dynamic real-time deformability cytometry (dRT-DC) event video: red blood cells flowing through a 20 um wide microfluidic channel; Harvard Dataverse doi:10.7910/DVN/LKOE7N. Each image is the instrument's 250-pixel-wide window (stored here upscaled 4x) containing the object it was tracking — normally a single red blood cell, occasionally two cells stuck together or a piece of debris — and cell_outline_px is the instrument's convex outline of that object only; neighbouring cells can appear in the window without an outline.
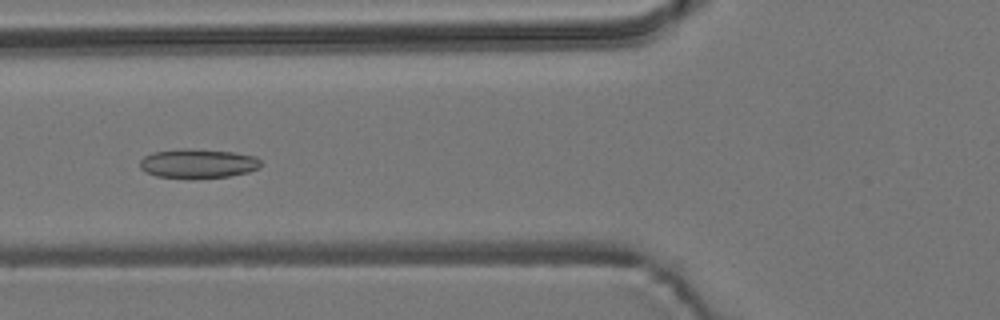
{"species": "common noctule bat (a hibernating species)", "species_latin": "Nyctalus noctula", "temperature_condition": "room temperature", "stored_images_in_passage": 52, "camera_frame_rate_fps": 3000, "um_per_image_px": 0.085, "animal": {"sex": "male", "body_mass_g": 19.2, "forearm_length_mm": 51.8}, "frame": {"image": 1, "passage_image": 22, "time_ms": 7.0, "image_size_px": [1000, 320], "cell_outline_px": [[260, 168], [248, 172], [228, 176], [192, 180], [188, 180], [156, 176], [140, 168], [140, 160], [144, 156], [152, 152], [180, 148], [188, 148], [236, 152], [256, 156], [260, 160]], "centroid_in_image_um": [16.82, 13.91], "position_along_channel_um": 109.0, "area_um2": 21.21}}
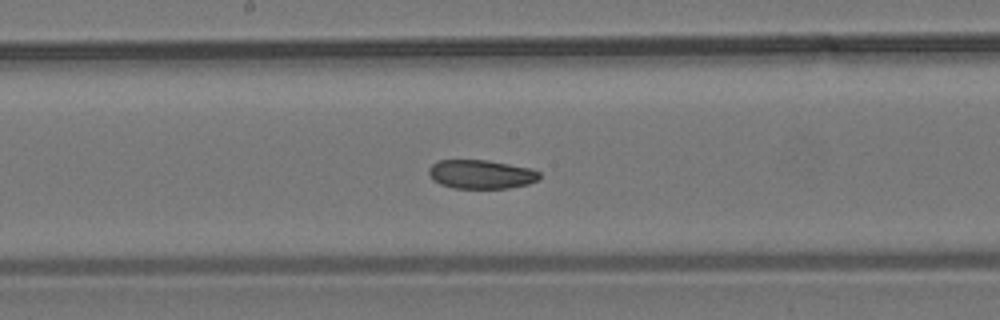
{"frame": {"image": 2, "passage_image": 30, "time_ms": 9.667, "image_size_px": [1000, 320], "cell_outline_px": [[540, 176], [536, 180], [528, 184], [508, 188], [452, 188], [440, 184], [432, 180], [428, 172], [428, 168], [432, 164], [440, 160], [488, 160], [528, 168], [540, 172]], "centroid_in_image_um": [40.84, 14.82], "position_along_channel_um": 207.4, "area_um2": 18.55}}
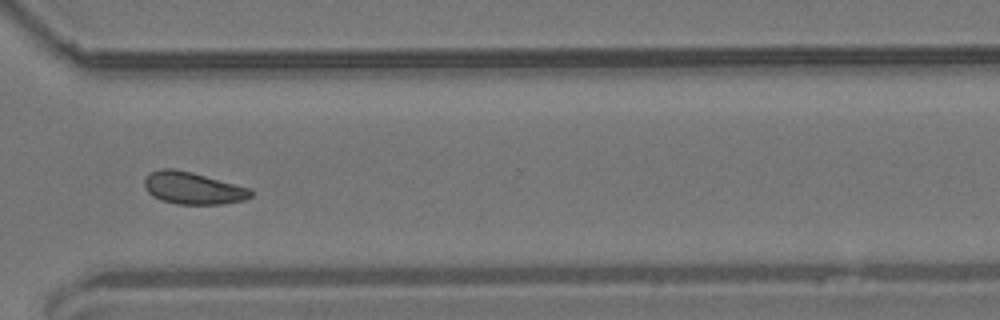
{"frame": {"image": 3, "passage_image": 42, "time_ms": 13.667, "image_size_px": [1000, 320], "cell_outline_px": [[252, 196], [244, 200], [224, 204], [176, 204], [160, 200], [152, 196], [144, 188], [144, 180], [148, 172], [160, 168], [172, 168], [192, 172], [252, 188]], "centroid_in_image_um": [16.38, 15.98], "position_along_channel_um": 354.2, "area_um2": 20.29}, "authors_computed_cell_mechanics": {"area_um2": 19.8832, "velocity_mm_per_s": 3.6765, "shape_relaxation_time_tau1_ms": 4.7292, "shape_relaxation_time_tau2_ms": 4.9784, "deformation_change_tau1": 0.0808, "deformation_change_tau2": 0.0851}}